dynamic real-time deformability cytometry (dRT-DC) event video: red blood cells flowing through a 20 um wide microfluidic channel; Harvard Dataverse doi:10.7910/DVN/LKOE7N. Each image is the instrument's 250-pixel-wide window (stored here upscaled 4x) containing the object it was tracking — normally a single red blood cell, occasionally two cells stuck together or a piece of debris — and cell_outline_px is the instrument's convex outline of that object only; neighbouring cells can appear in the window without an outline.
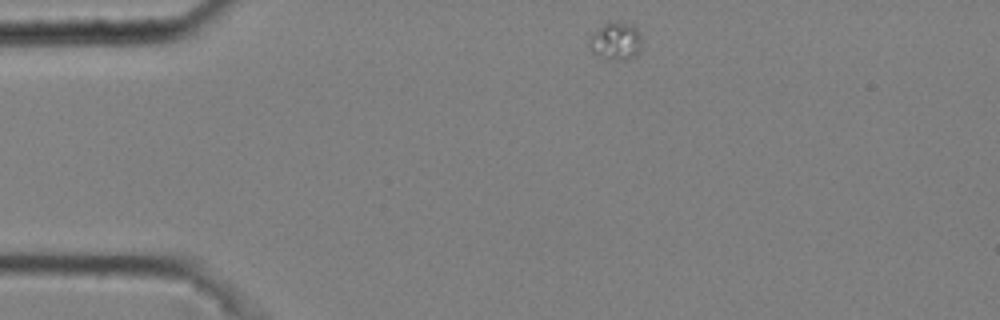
{"species": "common noctule bat (a hibernating species)", "species_latin": "Nyctalus noctula", "temperature_condition": "cold", "stored_images_in_passage": 36, "camera_frame_rate_fps": 3000, "um_per_image_px": 0.085, "animal": {"sex": "male", "body_mass_g": 20.4}, "frame": {"image": 1, "passage_image": 1, "time_ms": 0.0, "image_size_px": [1000, 320], "cell_outline_px": [[644, 40], [640, 52], [636, 56], [628, 60], [608, 60], [592, 52], [588, 44], [588, 40], [608, 20], [616, 20], [632, 24], [640, 32]], "centroid_in_image_um": [52.42, 3.49], "position_along_channel_um": 32.6, "area_um2": 12.08}}